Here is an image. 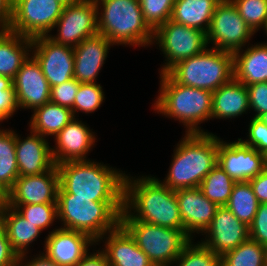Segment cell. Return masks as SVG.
Returning <instances> with one entry per match:
<instances>
[{"mask_svg":"<svg viewBox=\"0 0 267 266\" xmlns=\"http://www.w3.org/2000/svg\"><path fill=\"white\" fill-rule=\"evenodd\" d=\"M124 177L123 212L120 220H137L184 231L175 190L155 176Z\"/></svg>","mask_w":267,"mask_h":266,"instance_id":"1","label":"cell"},{"mask_svg":"<svg viewBox=\"0 0 267 266\" xmlns=\"http://www.w3.org/2000/svg\"><path fill=\"white\" fill-rule=\"evenodd\" d=\"M57 169L58 194H74L95 202H123L125 171L89 158L58 164Z\"/></svg>","mask_w":267,"mask_h":266,"instance_id":"2","label":"cell"},{"mask_svg":"<svg viewBox=\"0 0 267 266\" xmlns=\"http://www.w3.org/2000/svg\"><path fill=\"white\" fill-rule=\"evenodd\" d=\"M169 171L160 180L171 190L197 188L217 165L218 137L212 133L184 135L173 150Z\"/></svg>","mask_w":267,"mask_h":266,"instance_id":"3","label":"cell"},{"mask_svg":"<svg viewBox=\"0 0 267 266\" xmlns=\"http://www.w3.org/2000/svg\"><path fill=\"white\" fill-rule=\"evenodd\" d=\"M160 88L154 111L179 120L185 133H210L198 126L211 119L213 92L177 83L168 73L160 74Z\"/></svg>","mask_w":267,"mask_h":266,"instance_id":"4","label":"cell"},{"mask_svg":"<svg viewBox=\"0 0 267 266\" xmlns=\"http://www.w3.org/2000/svg\"><path fill=\"white\" fill-rule=\"evenodd\" d=\"M95 3L98 34L117 46L152 45L154 31L143 17L139 0H95Z\"/></svg>","mask_w":267,"mask_h":266,"instance_id":"5","label":"cell"},{"mask_svg":"<svg viewBox=\"0 0 267 266\" xmlns=\"http://www.w3.org/2000/svg\"><path fill=\"white\" fill-rule=\"evenodd\" d=\"M57 212L61 228L85 233L97 242L120 225L123 202H95L74 194H57Z\"/></svg>","mask_w":267,"mask_h":266,"instance_id":"6","label":"cell"},{"mask_svg":"<svg viewBox=\"0 0 267 266\" xmlns=\"http://www.w3.org/2000/svg\"><path fill=\"white\" fill-rule=\"evenodd\" d=\"M167 73L181 85L213 92L234 78L233 53L208 46Z\"/></svg>","mask_w":267,"mask_h":266,"instance_id":"7","label":"cell"},{"mask_svg":"<svg viewBox=\"0 0 267 266\" xmlns=\"http://www.w3.org/2000/svg\"><path fill=\"white\" fill-rule=\"evenodd\" d=\"M137 246L155 266H171L192 238L183 230L137 220H120Z\"/></svg>","mask_w":267,"mask_h":266,"instance_id":"8","label":"cell"},{"mask_svg":"<svg viewBox=\"0 0 267 266\" xmlns=\"http://www.w3.org/2000/svg\"><path fill=\"white\" fill-rule=\"evenodd\" d=\"M154 44L159 46L166 61L159 74L167 73L178 62L196 56L209 46L203 31L171 19L154 31Z\"/></svg>","mask_w":267,"mask_h":266,"instance_id":"9","label":"cell"},{"mask_svg":"<svg viewBox=\"0 0 267 266\" xmlns=\"http://www.w3.org/2000/svg\"><path fill=\"white\" fill-rule=\"evenodd\" d=\"M255 33L239 15L231 0H221L215 8L209 30L207 45L212 48L234 53L250 44Z\"/></svg>","mask_w":267,"mask_h":266,"instance_id":"10","label":"cell"},{"mask_svg":"<svg viewBox=\"0 0 267 266\" xmlns=\"http://www.w3.org/2000/svg\"><path fill=\"white\" fill-rule=\"evenodd\" d=\"M64 5L57 0H13L10 31L27 38L47 36L53 30Z\"/></svg>","mask_w":267,"mask_h":266,"instance_id":"11","label":"cell"},{"mask_svg":"<svg viewBox=\"0 0 267 266\" xmlns=\"http://www.w3.org/2000/svg\"><path fill=\"white\" fill-rule=\"evenodd\" d=\"M97 6L95 0H80L75 4L64 6L53 29L57 34L47 35L56 43L75 48L84 39L98 34Z\"/></svg>","mask_w":267,"mask_h":266,"instance_id":"12","label":"cell"},{"mask_svg":"<svg viewBox=\"0 0 267 266\" xmlns=\"http://www.w3.org/2000/svg\"><path fill=\"white\" fill-rule=\"evenodd\" d=\"M42 230L24 219L6 203L0 209V265H9L18 256L27 254Z\"/></svg>","mask_w":267,"mask_h":266,"instance_id":"13","label":"cell"},{"mask_svg":"<svg viewBox=\"0 0 267 266\" xmlns=\"http://www.w3.org/2000/svg\"><path fill=\"white\" fill-rule=\"evenodd\" d=\"M31 55L40 64L50 87L74 78V48L40 36L32 39Z\"/></svg>","mask_w":267,"mask_h":266,"instance_id":"14","label":"cell"},{"mask_svg":"<svg viewBox=\"0 0 267 266\" xmlns=\"http://www.w3.org/2000/svg\"><path fill=\"white\" fill-rule=\"evenodd\" d=\"M217 164L235 181H249L266 166L264 153L238 141L225 142L218 137Z\"/></svg>","mask_w":267,"mask_h":266,"instance_id":"15","label":"cell"},{"mask_svg":"<svg viewBox=\"0 0 267 266\" xmlns=\"http://www.w3.org/2000/svg\"><path fill=\"white\" fill-rule=\"evenodd\" d=\"M59 174L57 165L51 170L29 176H19L5 195L7 205L57 203Z\"/></svg>","mask_w":267,"mask_h":266,"instance_id":"16","label":"cell"},{"mask_svg":"<svg viewBox=\"0 0 267 266\" xmlns=\"http://www.w3.org/2000/svg\"><path fill=\"white\" fill-rule=\"evenodd\" d=\"M200 241L215 254L222 256L250 238L249 227L225 206L219 207Z\"/></svg>","mask_w":267,"mask_h":266,"instance_id":"17","label":"cell"},{"mask_svg":"<svg viewBox=\"0 0 267 266\" xmlns=\"http://www.w3.org/2000/svg\"><path fill=\"white\" fill-rule=\"evenodd\" d=\"M12 81L19 109L35 110L50 102L51 87L32 55L22 64Z\"/></svg>","mask_w":267,"mask_h":266,"instance_id":"18","label":"cell"},{"mask_svg":"<svg viewBox=\"0 0 267 266\" xmlns=\"http://www.w3.org/2000/svg\"><path fill=\"white\" fill-rule=\"evenodd\" d=\"M95 133L81 120H72L54 137L55 146L51 148L55 165L88 160L87 155L95 146Z\"/></svg>","mask_w":267,"mask_h":266,"instance_id":"19","label":"cell"},{"mask_svg":"<svg viewBox=\"0 0 267 266\" xmlns=\"http://www.w3.org/2000/svg\"><path fill=\"white\" fill-rule=\"evenodd\" d=\"M93 245L96 241L89 235L59 227L47 235L43 253L60 266H75Z\"/></svg>","mask_w":267,"mask_h":266,"instance_id":"20","label":"cell"},{"mask_svg":"<svg viewBox=\"0 0 267 266\" xmlns=\"http://www.w3.org/2000/svg\"><path fill=\"white\" fill-rule=\"evenodd\" d=\"M184 231L191 237L200 234L210 225L219 206L207 199L199 187L175 191Z\"/></svg>","mask_w":267,"mask_h":266,"instance_id":"21","label":"cell"},{"mask_svg":"<svg viewBox=\"0 0 267 266\" xmlns=\"http://www.w3.org/2000/svg\"><path fill=\"white\" fill-rule=\"evenodd\" d=\"M24 138L16 133L19 176L38 175L51 170L55 163L48 139L32 130H30V135Z\"/></svg>","mask_w":267,"mask_h":266,"instance_id":"22","label":"cell"},{"mask_svg":"<svg viewBox=\"0 0 267 266\" xmlns=\"http://www.w3.org/2000/svg\"><path fill=\"white\" fill-rule=\"evenodd\" d=\"M113 45L100 34L84 39L74 48V78L79 83H97L96 78Z\"/></svg>","mask_w":267,"mask_h":266,"instance_id":"23","label":"cell"},{"mask_svg":"<svg viewBox=\"0 0 267 266\" xmlns=\"http://www.w3.org/2000/svg\"><path fill=\"white\" fill-rule=\"evenodd\" d=\"M101 241H105L103 245L105 248L101 250L105 253L110 266H155L121 225L107 232L96 245Z\"/></svg>","mask_w":267,"mask_h":266,"instance_id":"24","label":"cell"},{"mask_svg":"<svg viewBox=\"0 0 267 266\" xmlns=\"http://www.w3.org/2000/svg\"><path fill=\"white\" fill-rule=\"evenodd\" d=\"M247 45L233 53L234 79L246 86L267 82V44Z\"/></svg>","mask_w":267,"mask_h":266,"instance_id":"25","label":"cell"},{"mask_svg":"<svg viewBox=\"0 0 267 266\" xmlns=\"http://www.w3.org/2000/svg\"><path fill=\"white\" fill-rule=\"evenodd\" d=\"M211 119H232L250 110L247 86L234 78L213 91Z\"/></svg>","mask_w":267,"mask_h":266,"instance_id":"26","label":"cell"},{"mask_svg":"<svg viewBox=\"0 0 267 266\" xmlns=\"http://www.w3.org/2000/svg\"><path fill=\"white\" fill-rule=\"evenodd\" d=\"M31 47V38L11 31H0V75L13 80L31 55Z\"/></svg>","mask_w":267,"mask_h":266,"instance_id":"27","label":"cell"},{"mask_svg":"<svg viewBox=\"0 0 267 266\" xmlns=\"http://www.w3.org/2000/svg\"><path fill=\"white\" fill-rule=\"evenodd\" d=\"M221 0H175L171 20L207 34L216 5Z\"/></svg>","mask_w":267,"mask_h":266,"instance_id":"28","label":"cell"},{"mask_svg":"<svg viewBox=\"0 0 267 266\" xmlns=\"http://www.w3.org/2000/svg\"><path fill=\"white\" fill-rule=\"evenodd\" d=\"M32 112L30 130L48 139L54 138L74 117L71 109L51 102Z\"/></svg>","mask_w":267,"mask_h":266,"instance_id":"29","label":"cell"},{"mask_svg":"<svg viewBox=\"0 0 267 266\" xmlns=\"http://www.w3.org/2000/svg\"><path fill=\"white\" fill-rule=\"evenodd\" d=\"M18 177L16 132L0 128V191L6 195Z\"/></svg>","mask_w":267,"mask_h":266,"instance_id":"30","label":"cell"},{"mask_svg":"<svg viewBox=\"0 0 267 266\" xmlns=\"http://www.w3.org/2000/svg\"><path fill=\"white\" fill-rule=\"evenodd\" d=\"M259 204L250 182L245 181L236 182L234 184L232 193L225 207L230 210L237 219L249 227L253 222Z\"/></svg>","mask_w":267,"mask_h":266,"instance_id":"31","label":"cell"},{"mask_svg":"<svg viewBox=\"0 0 267 266\" xmlns=\"http://www.w3.org/2000/svg\"><path fill=\"white\" fill-rule=\"evenodd\" d=\"M236 182L217 164L203 179L199 188L219 207L225 206Z\"/></svg>","mask_w":267,"mask_h":266,"instance_id":"32","label":"cell"},{"mask_svg":"<svg viewBox=\"0 0 267 266\" xmlns=\"http://www.w3.org/2000/svg\"><path fill=\"white\" fill-rule=\"evenodd\" d=\"M221 266H266L265 246L252 239L221 256Z\"/></svg>","mask_w":267,"mask_h":266,"instance_id":"33","label":"cell"},{"mask_svg":"<svg viewBox=\"0 0 267 266\" xmlns=\"http://www.w3.org/2000/svg\"><path fill=\"white\" fill-rule=\"evenodd\" d=\"M192 239L181 254L171 264L172 266H221V256L212 252L202 243H194Z\"/></svg>","mask_w":267,"mask_h":266,"instance_id":"34","label":"cell"},{"mask_svg":"<svg viewBox=\"0 0 267 266\" xmlns=\"http://www.w3.org/2000/svg\"><path fill=\"white\" fill-rule=\"evenodd\" d=\"M14 208L24 219L42 231L58 220L57 203L8 205Z\"/></svg>","mask_w":267,"mask_h":266,"instance_id":"35","label":"cell"},{"mask_svg":"<svg viewBox=\"0 0 267 266\" xmlns=\"http://www.w3.org/2000/svg\"><path fill=\"white\" fill-rule=\"evenodd\" d=\"M104 91L97 83H80L73 105V116L76 113H94L105 100ZM80 111V112H79Z\"/></svg>","mask_w":267,"mask_h":266,"instance_id":"36","label":"cell"},{"mask_svg":"<svg viewBox=\"0 0 267 266\" xmlns=\"http://www.w3.org/2000/svg\"><path fill=\"white\" fill-rule=\"evenodd\" d=\"M239 15L257 33L264 28L267 20V0H231Z\"/></svg>","mask_w":267,"mask_h":266,"instance_id":"37","label":"cell"},{"mask_svg":"<svg viewBox=\"0 0 267 266\" xmlns=\"http://www.w3.org/2000/svg\"><path fill=\"white\" fill-rule=\"evenodd\" d=\"M143 17L155 31L171 19L175 0H139Z\"/></svg>","mask_w":267,"mask_h":266,"instance_id":"38","label":"cell"},{"mask_svg":"<svg viewBox=\"0 0 267 266\" xmlns=\"http://www.w3.org/2000/svg\"><path fill=\"white\" fill-rule=\"evenodd\" d=\"M79 85L80 83L75 78H72L67 82L51 87L50 102L67 107L73 113V105Z\"/></svg>","mask_w":267,"mask_h":266,"instance_id":"39","label":"cell"},{"mask_svg":"<svg viewBox=\"0 0 267 266\" xmlns=\"http://www.w3.org/2000/svg\"><path fill=\"white\" fill-rule=\"evenodd\" d=\"M248 139L239 138L245 145L267 154V125L257 117H252L248 125Z\"/></svg>","mask_w":267,"mask_h":266,"instance_id":"40","label":"cell"},{"mask_svg":"<svg viewBox=\"0 0 267 266\" xmlns=\"http://www.w3.org/2000/svg\"><path fill=\"white\" fill-rule=\"evenodd\" d=\"M250 239L258 244L267 245V203H260L254 216L253 222L249 226Z\"/></svg>","mask_w":267,"mask_h":266,"instance_id":"41","label":"cell"},{"mask_svg":"<svg viewBox=\"0 0 267 266\" xmlns=\"http://www.w3.org/2000/svg\"><path fill=\"white\" fill-rule=\"evenodd\" d=\"M249 107L255 111L253 117H259L267 112V82L247 85Z\"/></svg>","mask_w":267,"mask_h":266,"instance_id":"42","label":"cell"},{"mask_svg":"<svg viewBox=\"0 0 267 266\" xmlns=\"http://www.w3.org/2000/svg\"><path fill=\"white\" fill-rule=\"evenodd\" d=\"M19 110L13 85L8 90L0 91V122L9 119ZM0 123V126H1Z\"/></svg>","mask_w":267,"mask_h":266,"instance_id":"43","label":"cell"},{"mask_svg":"<svg viewBox=\"0 0 267 266\" xmlns=\"http://www.w3.org/2000/svg\"><path fill=\"white\" fill-rule=\"evenodd\" d=\"M27 254L18 256L13 262L9 264V266H60L53 260L49 259L43 251L38 255H34L35 257L31 260L28 259ZM28 260V261H27ZM27 261V262H26Z\"/></svg>","mask_w":267,"mask_h":266,"instance_id":"44","label":"cell"},{"mask_svg":"<svg viewBox=\"0 0 267 266\" xmlns=\"http://www.w3.org/2000/svg\"><path fill=\"white\" fill-rule=\"evenodd\" d=\"M249 182L259 203H267V167Z\"/></svg>","mask_w":267,"mask_h":266,"instance_id":"45","label":"cell"},{"mask_svg":"<svg viewBox=\"0 0 267 266\" xmlns=\"http://www.w3.org/2000/svg\"><path fill=\"white\" fill-rule=\"evenodd\" d=\"M13 19V0H0V31H10Z\"/></svg>","mask_w":267,"mask_h":266,"instance_id":"46","label":"cell"},{"mask_svg":"<svg viewBox=\"0 0 267 266\" xmlns=\"http://www.w3.org/2000/svg\"><path fill=\"white\" fill-rule=\"evenodd\" d=\"M75 266H110L105 253L98 249L96 252L90 251Z\"/></svg>","mask_w":267,"mask_h":266,"instance_id":"47","label":"cell"},{"mask_svg":"<svg viewBox=\"0 0 267 266\" xmlns=\"http://www.w3.org/2000/svg\"><path fill=\"white\" fill-rule=\"evenodd\" d=\"M13 85L12 79L0 75V91L8 90Z\"/></svg>","mask_w":267,"mask_h":266,"instance_id":"48","label":"cell"},{"mask_svg":"<svg viewBox=\"0 0 267 266\" xmlns=\"http://www.w3.org/2000/svg\"><path fill=\"white\" fill-rule=\"evenodd\" d=\"M57 1H59L64 6H68L71 4H75V3L79 2L80 0H57Z\"/></svg>","mask_w":267,"mask_h":266,"instance_id":"49","label":"cell"},{"mask_svg":"<svg viewBox=\"0 0 267 266\" xmlns=\"http://www.w3.org/2000/svg\"><path fill=\"white\" fill-rule=\"evenodd\" d=\"M258 119L261 120L264 124L267 125V112L261 114V115L258 117Z\"/></svg>","mask_w":267,"mask_h":266,"instance_id":"50","label":"cell"},{"mask_svg":"<svg viewBox=\"0 0 267 266\" xmlns=\"http://www.w3.org/2000/svg\"><path fill=\"white\" fill-rule=\"evenodd\" d=\"M5 204V195L0 191V209Z\"/></svg>","mask_w":267,"mask_h":266,"instance_id":"51","label":"cell"},{"mask_svg":"<svg viewBox=\"0 0 267 266\" xmlns=\"http://www.w3.org/2000/svg\"><path fill=\"white\" fill-rule=\"evenodd\" d=\"M265 264L267 266V245L265 246Z\"/></svg>","mask_w":267,"mask_h":266,"instance_id":"52","label":"cell"},{"mask_svg":"<svg viewBox=\"0 0 267 266\" xmlns=\"http://www.w3.org/2000/svg\"><path fill=\"white\" fill-rule=\"evenodd\" d=\"M263 30L265 31V33L267 35V20H266V23H265V26H264ZM266 44H267V41H266Z\"/></svg>","mask_w":267,"mask_h":266,"instance_id":"53","label":"cell"}]
</instances>
